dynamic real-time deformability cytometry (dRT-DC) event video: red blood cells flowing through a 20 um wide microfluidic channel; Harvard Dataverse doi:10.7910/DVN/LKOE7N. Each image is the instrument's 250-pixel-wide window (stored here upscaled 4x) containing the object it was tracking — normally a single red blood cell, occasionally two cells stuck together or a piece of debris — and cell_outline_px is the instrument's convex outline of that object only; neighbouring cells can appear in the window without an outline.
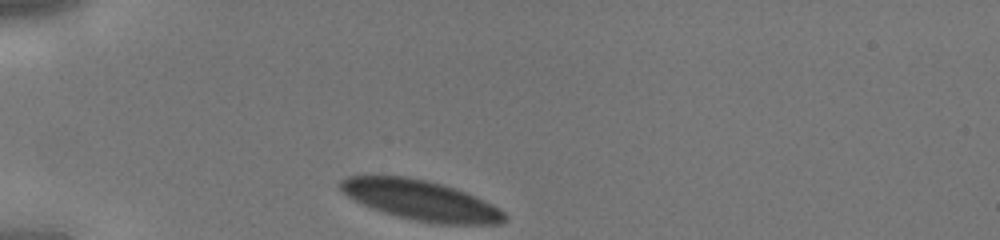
{"species": "human", "species_latin": "Homo sapiens", "temperature_condition": "cold", "stored_images_in_passage": 26, "camera_frame_rate_fps": 3000, "um_per_image_px": 0.085, "donor": {"sex": "male"}, "frame": {"image": 1, "passage_image": 1, "time_ms": 0.0, "image_size_px": [1000, 240], "cell_outline_px": [[508, 216], [500, 224], [440, 224], [416, 220], [396, 216], [372, 208], [348, 196], [340, 188], [340, 180], [348, 176], [408, 176], [428, 180], [464, 192], [484, 200], [500, 208]], "centroid_in_image_um": [35.79, 17.02], "position_along_channel_um": 49.2, "area_um2": 37.86}}
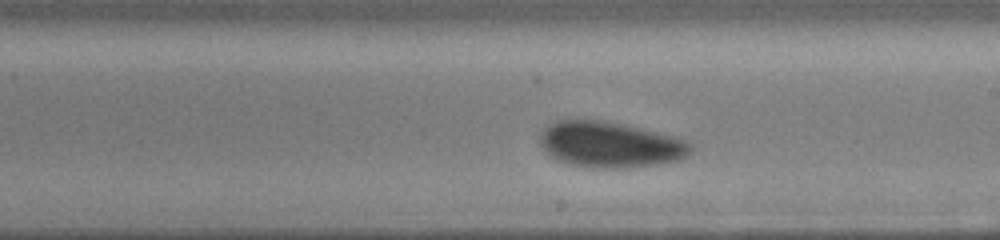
{"frame": {"image": 2, "passage_image": 15, "time_ms": 4.667, "image_size_px": [1000, 240], "cell_outline_px": [[692, 148], [688, 156], [680, 160], [656, 164], [624, 168], [592, 168], [572, 164], [556, 160], [540, 144], [540, 136], [544, 128], [548, 124], [556, 120], [600, 120], [624, 124], [672, 136], [684, 140], [692, 144]], "centroid_in_image_um": [51.85, 12.29], "position_along_channel_um": 237.1, "area_um2": 40.06}}
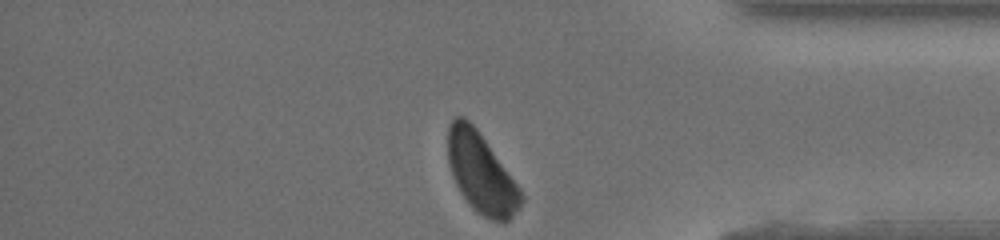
{"frame": {"image": 3, "passage_image": 26, "time_ms": 8.333, "image_size_px": [1000, 240], "cell_outline_px": [[524, 200], [512, 216], [504, 224], [492, 220], [476, 212], [472, 208], [460, 192], [456, 184], [448, 160], [448, 124], [456, 116], [464, 116], [476, 128], [520, 188], [524, 196]], "centroid_in_image_um": [40.9, 14.73], "position_along_channel_um": 394.3, "area_um2": 33.76}}